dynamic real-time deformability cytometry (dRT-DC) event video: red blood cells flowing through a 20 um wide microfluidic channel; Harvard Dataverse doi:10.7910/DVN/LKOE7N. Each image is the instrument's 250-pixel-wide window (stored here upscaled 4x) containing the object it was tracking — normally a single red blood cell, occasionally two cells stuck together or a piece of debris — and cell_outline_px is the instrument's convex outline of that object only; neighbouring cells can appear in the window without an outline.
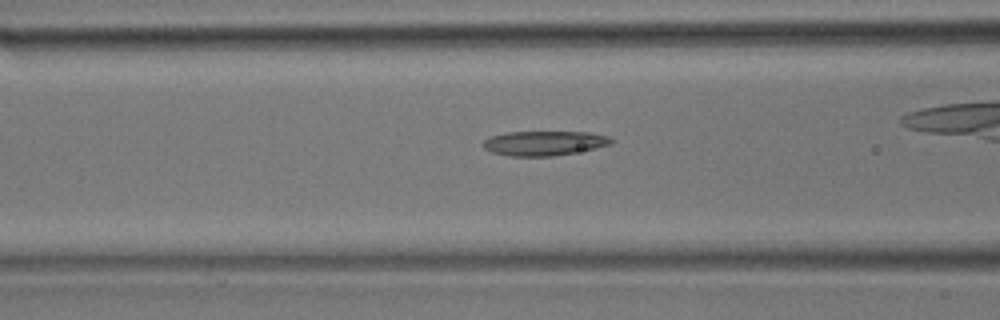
{"species": "common noctule bat (a hibernating species)", "species_latin": "Nyctalus noctula", "temperature_condition": "room temperature", "stored_images_in_passage": 33, "camera_frame_rate_fps": 3000, "um_per_image_px": 0.085, "animal": {"sex": "male", "body_mass_g": 17.9}, "frame": {"image": 1, "passage_image": 10, "time_ms": 3.0, "image_size_px": [1000, 320], "cell_outline_px": [[612, 144], [596, 148], [576, 152], [552, 156], [508, 156], [492, 152], [484, 148], [484, 140], [492, 136], [508, 132], [588, 132], [608, 136], [612, 140]], "centroid_in_image_um": [46.27, 12.17], "position_along_channel_um": 120.3, "area_um2": 18.21}}
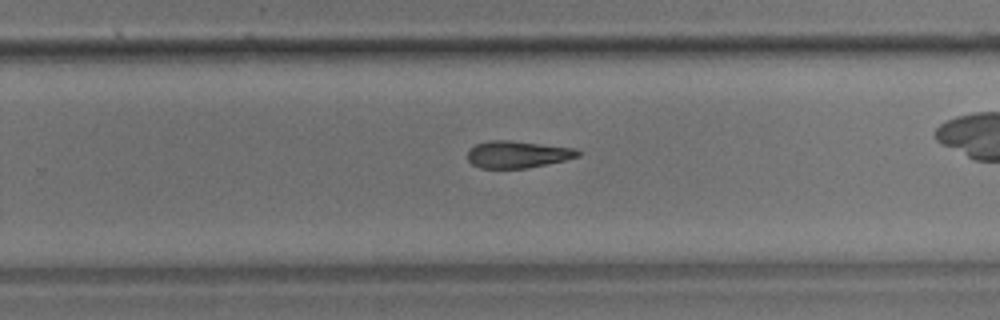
{"frame": {"image": 2, "passage_image": 19, "time_ms": 6.0, "image_size_px": [1000, 320], "cell_outline_px": [[580, 156], [564, 160], [528, 168], [480, 168], [472, 164], [468, 160], [468, 152], [476, 144], [488, 140], [512, 140], [576, 148], [580, 152]], "centroid_in_image_um": [44.0, 13.11], "position_along_channel_um": 285.8, "area_um2": 17.4}}
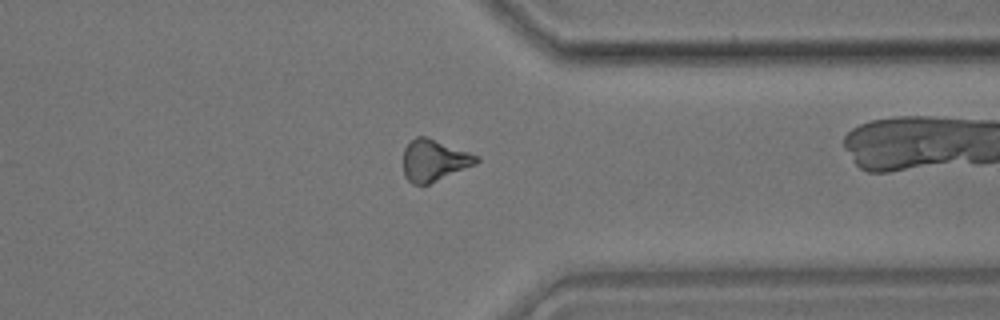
{"frame": {"image": 3, "passage_image": 24, "time_ms": 7.667, "image_size_px": [1000, 320], "cell_outline_px": [[480, 160], [476, 164], [428, 184], [412, 184], [404, 176], [404, 148], [416, 136], [424, 136], [480, 156]], "centroid_in_image_um": [36.9, 13.64], "position_along_channel_um": 374.5, "area_um2": 17.46}}